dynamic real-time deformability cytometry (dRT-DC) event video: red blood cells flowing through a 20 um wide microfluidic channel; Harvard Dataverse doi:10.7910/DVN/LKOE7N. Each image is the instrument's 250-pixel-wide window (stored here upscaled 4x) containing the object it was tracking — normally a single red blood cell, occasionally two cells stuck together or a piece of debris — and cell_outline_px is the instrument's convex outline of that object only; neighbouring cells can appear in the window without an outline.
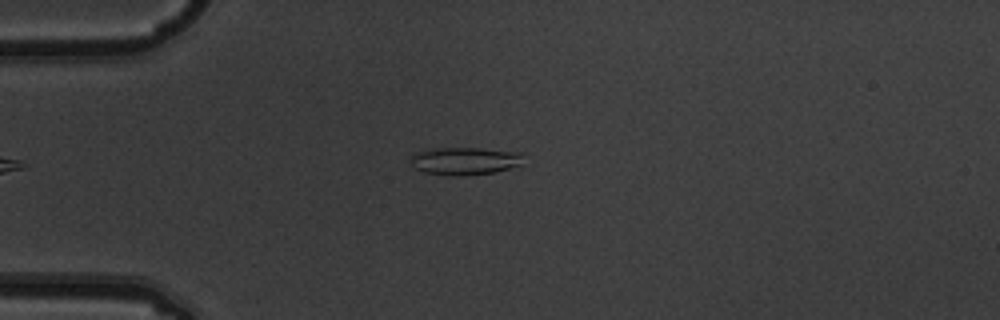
{"species": "common noctule bat (a hibernating species)", "species_latin": "Nyctalus noctula", "temperature_condition": "warm", "stored_images_in_passage": 4, "camera_frame_rate_fps": 3000, "um_per_image_px": 0.085, "animal": {"sex": "male", "body_mass_g": 19.5, "forearm_length_mm": 54.6}, "frame": {"image": 1, "passage_image": 4, "time_ms": 1.0, "image_size_px": [1000, 320], "cell_outline_px": [[524, 152], [520, 164], [496, 172], [452, 176], [448, 176], [424, 172], [412, 168], [412, 156], [416, 152], [440, 148], [476, 148]], "centroid_in_image_um": [39.5, 13.68], "position_along_channel_um": 45.5, "area_um2": 18.03}}